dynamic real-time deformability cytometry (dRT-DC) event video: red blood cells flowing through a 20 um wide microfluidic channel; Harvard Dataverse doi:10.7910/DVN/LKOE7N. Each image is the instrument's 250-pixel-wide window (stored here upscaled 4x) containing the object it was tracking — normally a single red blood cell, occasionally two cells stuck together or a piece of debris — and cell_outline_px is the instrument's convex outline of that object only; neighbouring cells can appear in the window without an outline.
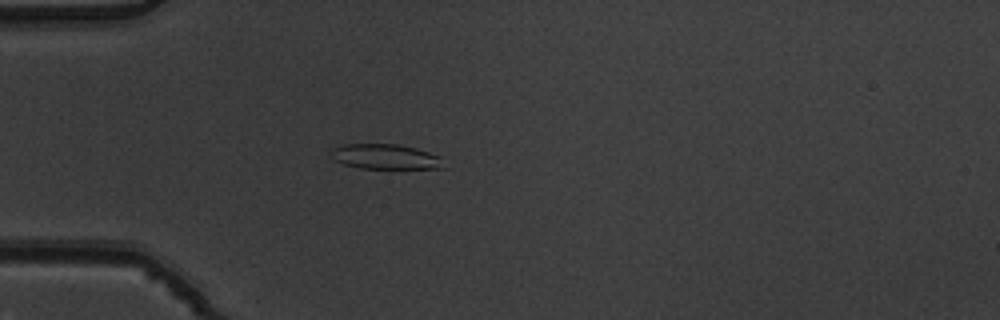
{"species": "common noctule bat (a hibernating species)", "species_latin": "Nyctalus noctula", "temperature_condition": "warm", "stored_images_in_passage": 46, "camera_frame_rate_fps": 3000, "um_per_image_px": 0.085, "animal": {"sex": "male", "body_mass_g": 19.5, "forearm_length_mm": 54.6}, "frame": {"image": 1, "passage_image": 14, "time_ms": 4.333, "image_size_px": [1000, 320], "cell_outline_px": [[448, 168], [360, 168], [344, 164], [336, 160], [328, 152], [332, 148], [344, 144], [396, 144], [416, 148], [440, 156]], "centroid_in_image_um": [32.78, 13.31], "position_along_channel_um": 52.2, "area_um2": 16.47}}
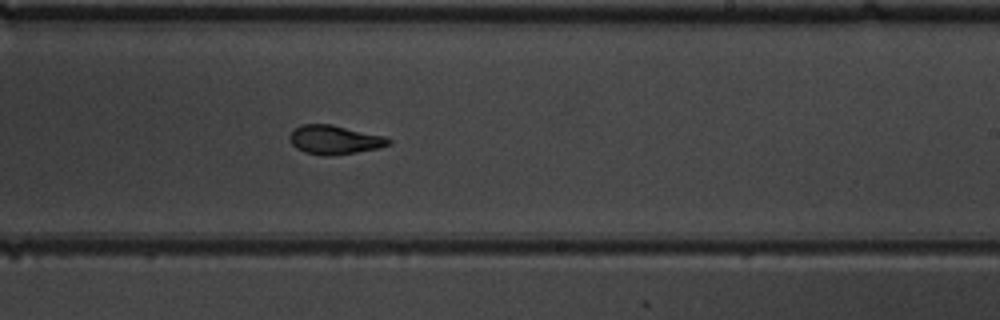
{"frame": {"image": 2, "passage_image": 31, "time_ms": 10.0, "image_size_px": [1000, 320], "cell_outline_px": [[392, 144], [380, 148], [356, 152], [328, 156], [324, 156], [304, 152], [296, 148], [292, 144], [288, 136], [300, 124], [332, 124], [384, 136], [392, 140]], "centroid_in_image_um": [28.45, 11.88], "position_along_channel_um": 260.5, "area_um2": 16.76}}
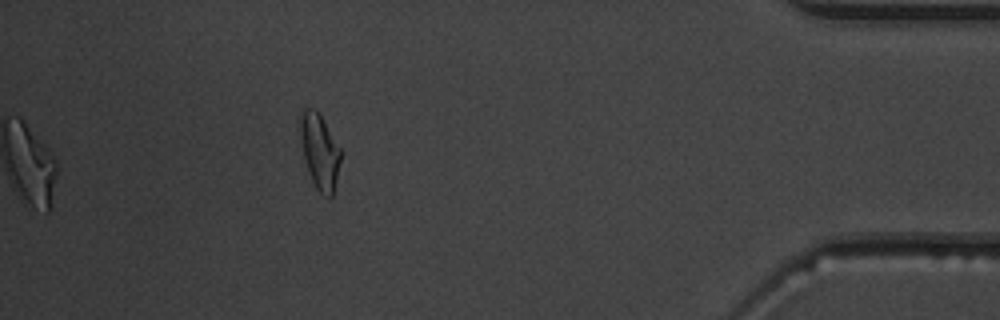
{"frame": {"image": 3, "passage_image": 46, "time_ms": 15.0, "image_size_px": [1000, 320], "cell_outline_px": [[340, 160], [336, 180], [332, 196], [324, 196], [316, 188], [308, 172], [304, 160], [296, 128], [300, 112], [304, 108], [316, 108], [320, 112], [340, 148]], "centroid_in_image_um": [27.09, 12.75], "position_along_channel_um": 408.1, "area_um2": 18.32}, "authors_computed_cell_mechanics": {"area_um2": 17.1377, "velocity_mm_per_s": 3.9004, "shape_relaxation_time_tau1_ms": 4.6529, "shape_relaxation_time_tau2_ms": 2.122, "deformation_change_tau1": 0.1556, "deformation_change_tau2": 0.0853}}